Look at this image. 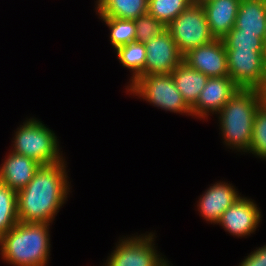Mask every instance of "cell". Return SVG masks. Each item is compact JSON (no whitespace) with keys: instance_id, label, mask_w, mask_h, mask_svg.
<instances>
[{"instance_id":"obj_2","label":"cell","mask_w":266,"mask_h":266,"mask_svg":"<svg viewBox=\"0 0 266 266\" xmlns=\"http://www.w3.org/2000/svg\"><path fill=\"white\" fill-rule=\"evenodd\" d=\"M49 223L18 222L0 238V257L11 266H47L51 255Z\"/></svg>"},{"instance_id":"obj_11","label":"cell","mask_w":266,"mask_h":266,"mask_svg":"<svg viewBox=\"0 0 266 266\" xmlns=\"http://www.w3.org/2000/svg\"><path fill=\"white\" fill-rule=\"evenodd\" d=\"M239 89L230 76L208 78L197 102L191 107L192 118L208 120V117L216 115Z\"/></svg>"},{"instance_id":"obj_18","label":"cell","mask_w":266,"mask_h":266,"mask_svg":"<svg viewBox=\"0 0 266 266\" xmlns=\"http://www.w3.org/2000/svg\"><path fill=\"white\" fill-rule=\"evenodd\" d=\"M94 3L98 17L135 20L148 11V0H96Z\"/></svg>"},{"instance_id":"obj_17","label":"cell","mask_w":266,"mask_h":266,"mask_svg":"<svg viewBox=\"0 0 266 266\" xmlns=\"http://www.w3.org/2000/svg\"><path fill=\"white\" fill-rule=\"evenodd\" d=\"M171 76L183 100L191 108L197 102L208 77L189 67L184 61L172 71Z\"/></svg>"},{"instance_id":"obj_7","label":"cell","mask_w":266,"mask_h":266,"mask_svg":"<svg viewBox=\"0 0 266 266\" xmlns=\"http://www.w3.org/2000/svg\"><path fill=\"white\" fill-rule=\"evenodd\" d=\"M167 29L182 55L215 39L201 3L192 2L167 26Z\"/></svg>"},{"instance_id":"obj_5","label":"cell","mask_w":266,"mask_h":266,"mask_svg":"<svg viewBox=\"0 0 266 266\" xmlns=\"http://www.w3.org/2000/svg\"><path fill=\"white\" fill-rule=\"evenodd\" d=\"M126 94L137 96L151 106L192 117L191 108L183 100L171 74L145 75L126 87Z\"/></svg>"},{"instance_id":"obj_4","label":"cell","mask_w":266,"mask_h":266,"mask_svg":"<svg viewBox=\"0 0 266 266\" xmlns=\"http://www.w3.org/2000/svg\"><path fill=\"white\" fill-rule=\"evenodd\" d=\"M35 117L14 130L10 151L31 158L41 165L55 164L65 159L55 132Z\"/></svg>"},{"instance_id":"obj_6","label":"cell","mask_w":266,"mask_h":266,"mask_svg":"<svg viewBox=\"0 0 266 266\" xmlns=\"http://www.w3.org/2000/svg\"><path fill=\"white\" fill-rule=\"evenodd\" d=\"M147 233L118 238L102 266H167V257L157 250L156 233Z\"/></svg>"},{"instance_id":"obj_20","label":"cell","mask_w":266,"mask_h":266,"mask_svg":"<svg viewBox=\"0 0 266 266\" xmlns=\"http://www.w3.org/2000/svg\"><path fill=\"white\" fill-rule=\"evenodd\" d=\"M18 222L17 192L0 181V238Z\"/></svg>"},{"instance_id":"obj_24","label":"cell","mask_w":266,"mask_h":266,"mask_svg":"<svg viewBox=\"0 0 266 266\" xmlns=\"http://www.w3.org/2000/svg\"><path fill=\"white\" fill-rule=\"evenodd\" d=\"M222 40L226 50H266L265 42L256 34L242 33L235 27Z\"/></svg>"},{"instance_id":"obj_22","label":"cell","mask_w":266,"mask_h":266,"mask_svg":"<svg viewBox=\"0 0 266 266\" xmlns=\"http://www.w3.org/2000/svg\"><path fill=\"white\" fill-rule=\"evenodd\" d=\"M192 0H148L147 13L168 26Z\"/></svg>"},{"instance_id":"obj_8","label":"cell","mask_w":266,"mask_h":266,"mask_svg":"<svg viewBox=\"0 0 266 266\" xmlns=\"http://www.w3.org/2000/svg\"><path fill=\"white\" fill-rule=\"evenodd\" d=\"M229 76L239 88L260 90L266 76V50H226Z\"/></svg>"},{"instance_id":"obj_3","label":"cell","mask_w":266,"mask_h":266,"mask_svg":"<svg viewBox=\"0 0 266 266\" xmlns=\"http://www.w3.org/2000/svg\"><path fill=\"white\" fill-rule=\"evenodd\" d=\"M262 104L260 90L240 88L215 115L227 148L241 154L249 151L255 114Z\"/></svg>"},{"instance_id":"obj_16","label":"cell","mask_w":266,"mask_h":266,"mask_svg":"<svg viewBox=\"0 0 266 266\" xmlns=\"http://www.w3.org/2000/svg\"><path fill=\"white\" fill-rule=\"evenodd\" d=\"M234 27L242 33L256 34L265 42L266 0H241Z\"/></svg>"},{"instance_id":"obj_26","label":"cell","mask_w":266,"mask_h":266,"mask_svg":"<svg viewBox=\"0 0 266 266\" xmlns=\"http://www.w3.org/2000/svg\"><path fill=\"white\" fill-rule=\"evenodd\" d=\"M242 262L238 266H263L262 265V253H259L256 249L251 251L244 257Z\"/></svg>"},{"instance_id":"obj_15","label":"cell","mask_w":266,"mask_h":266,"mask_svg":"<svg viewBox=\"0 0 266 266\" xmlns=\"http://www.w3.org/2000/svg\"><path fill=\"white\" fill-rule=\"evenodd\" d=\"M241 0H205L201 5L212 36L223 39L235 25Z\"/></svg>"},{"instance_id":"obj_28","label":"cell","mask_w":266,"mask_h":266,"mask_svg":"<svg viewBox=\"0 0 266 266\" xmlns=\"http://www.w3.org/2000/svg\"><path fill=\"white\" fill-rule=\"evenodd\" d=\"M260 94L262 97V102L264 105H266V76L263 87L260 89Z\"/></svg>"},{"instance_id":"obj_21","label":"cell","mask_w":266,"mask_h":266,"mask_svg":"<svg viewBox=\"0 0 266 266\" xmlns=\"http://www.w3.org/2000/svg\"><path fill=\"white\" fill-rule=\"evenodd\" d=\"M110 30L109 41L114 51L125 44L136 41V26L134 20L110 17H98Z\"/></svg>"},{"instance_id":"obj_23","label":"cell","mask_w":266,"mask_h":266,"mask_svg":"<svg viewBox=\"0 0 266 266\" xmlns=\"http://www.w3.org/2000/svg\"><path fill=\"white\" fill-rule=\"evenodd\" d=\"M246 154H253L256 158L266 161V105L264 104L255 114L252 140Z\"/></svg>"},{"instance_id":"obj_9","label":"cell","mask_w":266,"mask_h":266,"mask_svg":"<svg viewBox=\"0 0 266 266\" xmlns=\"http://www.w3.org/2000/svg\"><path fill=\"white\" fill-rule=\"evenodd\" d=\"M256 201L242 195L226 209L216 225L222 226L225 232L238 238H248L255 234L262 221V213Z\"/></svg>"},{"instance_id":"obj_19","label":"cell","mask_w":266,"mask_h":266,"mask_svg":"<svg viewBox=\"0 0 266 266\" xmlns=\"http://www.w3.org/2000/svg\"><path fill=\"white\" fill-rule=\"evenodd\" d=\"M115 53L120 64L124 68L129 69L131 73L128 85L125 86L126 89V87L132 85L139 77L143 76L146 61V47L145 44L134 41L118 47Z\"/></svg>"},{"instance_id":"obj_14","label":"cell","mask_w":266,"mask_h":266,"mask_svg":"<svg viewBox=\"0 0 266 266\" xmlns=\"http://www.w3.org/2000/svg\"><path fill=\"white\" fill-rule=\"evenodd\" d=\"M2 160L0 181L17 193L25 188L42 166L37 161L12 151H9Z\"/></svg>"},{"instance_id":"obj_29","label":"cell","mask_w":266,"mask_h":266,"mask_svg":"<svg viewBox=\"0 0 266 266\" xmlns=\"http://www.w3.org/2000/svg\"><path fill=\"white\" fill-rule=\"evenodd\" d=\"M194 3H201V2H203V1H205V0H192Z\"/></svg>"},{"instance_id":"obj_1","label":"cell","mask_w":266,"mask_h":266,"mask_svg":"<svg viewBox=\"0 0 266 266\" xmlns=\"http://www.w3.org/2000/svg\"><path fill=\"white\" fill-rule=\"evenodd\" d=\"M67 167L66 159L42 165L25 188L17 193L19 222L53 224L72 192Z\"/></svg>"},{"instance_id":"obj_13","label":"cell","mask_w":266,"mask_h":266,"mask_svg":"<svg viewBox=\"0 0 266 266\" xmlns=\"http://www.w3.org/2000/svg\"><path fill=\"white\" fill-rule=\"evenodd\" d=\"M236 187L228 181H217L200 195L197 200V211L199 216L207 223L213 225L217 224L223 212L232 206L238 198L242 195L239 194Z\"/></svg>"},{"instance_id":"obj_10","label":"cell","mask_w":266,"mask_h":266,"mask_svg":"<svg viewBox=\"0 0 266 266\" xmlns=\"http://www.w3.org/2000/svg\"><path fill=\"white\" fill-rule=\"evenodd\" d=\"M146 61L143 70L145 75L171 74L183 61L175 41L168 29L145 43Z\"/></svg>"},{"instance_id":"obj_12","label":"cell","mask_w":266,"mask_h":266,"mask_svg":"<svg viewBox=\"0 0 266 266\" xmlns=\"http://www.w3.org/2000/svg\"><path fill=\"white\" fill-rule=\"evenodd\" d=\"M183 61L191 68L210 77L229 76L227 51L222 39L191 49L183 55Z\"/></svg>"},{"instance_id":"obj_25","label":"cell","mask_w":266,"mask_h":266,"mask_svg":"<svg viewBox=\"0 0 266 266\" xmlns=\"http://www.w3.org/2000/svg\"><path fill=\"white\" fill-rule=\"evenodd\" d=\"M136 26V41L143 44L149 42L155 36L160 35L167 26L150 14L139 16L134 20Z\"/></svg>"},{"instance_id":"obj_27","label":"cell","mask_w":266,"mask_h":266,"mask_svg":"<svg viewBox=\"0 0 266 266\" xmlns=\"http://www.w3.org/2000/svg\"><path fill=\"white\" fill-rule=\"evenodd\" d=\"M259 253H262V265L266 266V244L261 247H256Z\"/></svg>"}]
</instances>
